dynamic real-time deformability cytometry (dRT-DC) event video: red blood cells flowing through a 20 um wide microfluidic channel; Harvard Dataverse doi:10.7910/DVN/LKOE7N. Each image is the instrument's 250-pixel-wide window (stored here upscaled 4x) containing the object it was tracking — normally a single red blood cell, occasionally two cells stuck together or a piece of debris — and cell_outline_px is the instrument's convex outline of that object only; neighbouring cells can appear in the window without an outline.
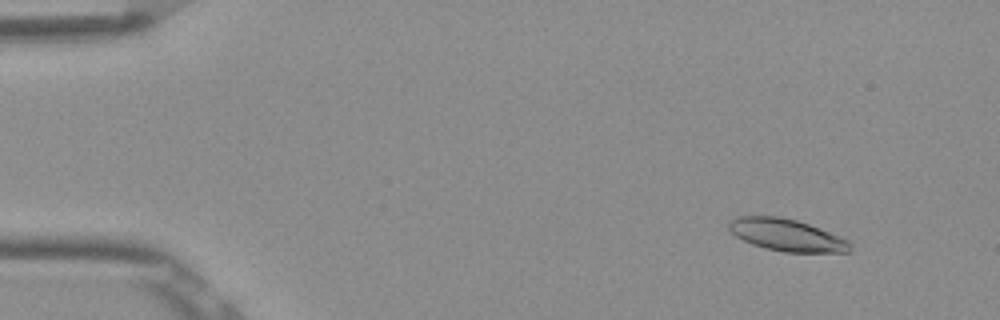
{"species": "Egyptian fruit bat (a non-hibernating species)", "species_latin": "Rousettus aegyptiacus", "temperature_condition": "room temperature", "stored_images_in_passage": 4, "camera_frame_rate_fps": 3000, "um_per_image_px": 0.085, "frame": {"image": 1, "passage_image": 1, "time_ms": 0.0, "image_size_px": [1000, 320], "cell_outline_px": [[852, 244], [848, 252], [784, 252], [764, 248], [752, 244], [736, 236], [728, 228], [728, 220], [740, 216], [780, 216], [796, 220], [808, 224], [848, 240]], "centroid_in_image_um": [66.83, 19.97], "position_along_channel_um": 18.2, "area_um2": 22.48}}
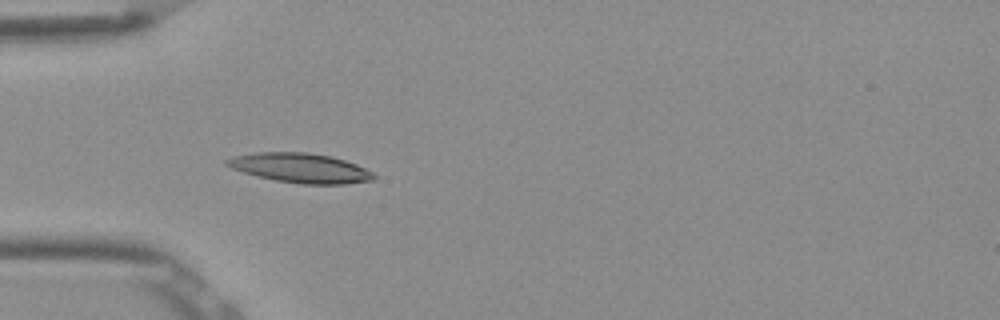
{"frame": {"image": 2, "passage_image": 4, "time_ms": 1.0, "image_size_px": [1000, 320], "cell_outline_px": [[376, 176], [372, 180], [344, 184], [300, 184], [276, 180], [244, 172], [232, 168], [224, 164], [224, 160], [232, 156], [256, 152], [308, 152], [332, 156], [356, 164], [372, 172]], "centroid_in_image_um": [25.51, 14.26], "position_along_channel_um": 59.5, "area_um2": 25.2}}